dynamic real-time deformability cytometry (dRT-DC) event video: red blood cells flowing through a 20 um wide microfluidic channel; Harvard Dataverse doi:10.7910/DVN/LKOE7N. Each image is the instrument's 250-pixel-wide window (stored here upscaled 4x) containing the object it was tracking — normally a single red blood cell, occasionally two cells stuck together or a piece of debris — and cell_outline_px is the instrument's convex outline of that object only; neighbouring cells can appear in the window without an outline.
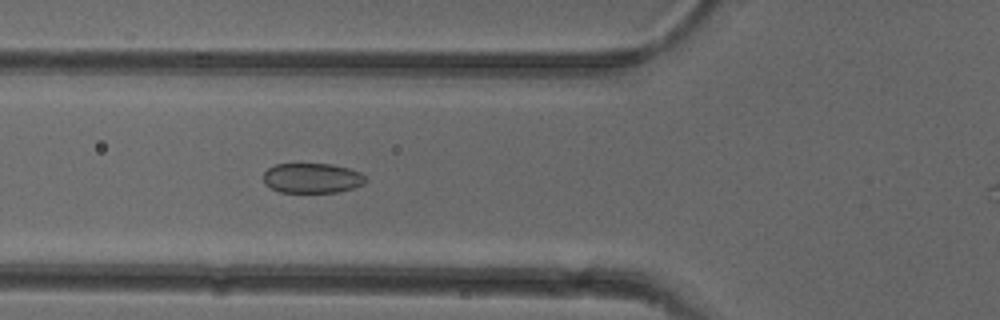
{"species": "common noctule bat (a hibernating species)", "species_latin": "Nyctalus noctula", "temperature_condition": "cold", "stored_images_in_passage": 36, "camera_frame_rate_fps": 3000, "um_per_image_px": 0.085, "animal": {"sex": "female"}, "frame": {"image": 1, "passage_image": 8, "time_ms": 2.333, "image_size_px": [1000, 320], "cell_outline_px": [[368, 180], [364, 184], [340, 192], [280, 192], [264, 184], [264, 172], [268, 168], [276, 164], [332, 164], [348, 168], [360, 172]], "centroid_in_image_um": [26.54, 15.14], "position_along_channel_um": 99.3, "area_um2": 17.86}}
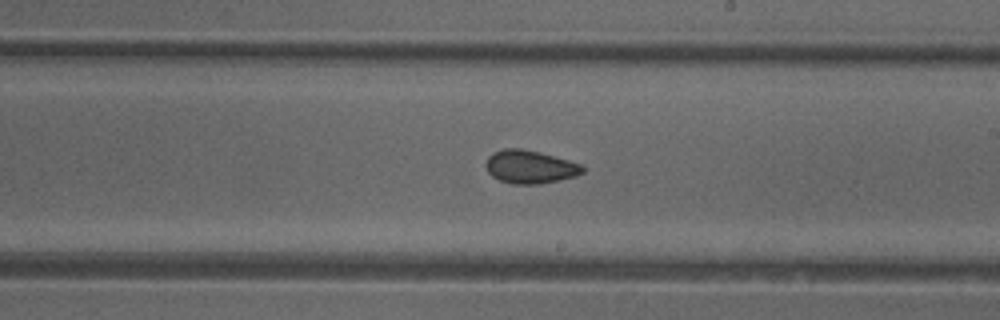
{"frame": {"image": 2, "passage_image": 19, "time_ms": 6.0, "image_size_px": [1000, 320], "cell_outline_px": [[584, 172], [576, 176], [560, 180], [540, 184], [512, 184], [500, 180], [492, 176], [488, 172], [484, 164], [488, 156], [492, 152], [504, 148], [520, 148], [540, 152], [584, 164]], "centroid_in_image_um": [45.06, 14.18], "position_along_channel_um": 243.9, "area_um2": 19.02}}
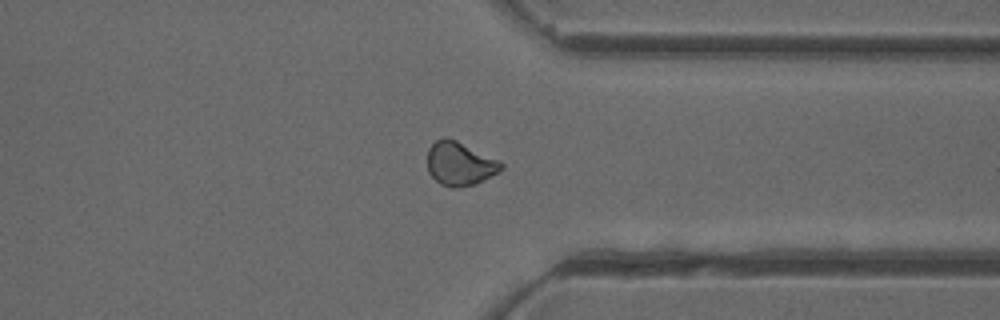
{"frame": {"image": 3, "passage_image": 29, "time_ms": 9.333, "image_size_px": [1000, 320], "cell_outline_px": [[504, 168], [500, 172], [476, 184], [460, 188], [452, 188], [440, 184], [428, 172], [428, 148], [436, 140], [444, 136], [456, 140], [500, 160], [504, 164]], "centroid_in_image_um": [39.11, 13.92], "position_along_channel_um": 372.3, "area_um2": 19.07}, "authors_computed_cell_mechanics": {"area_um2": 18.496, "velocity_mm_per_s": 3.9338, "shape_relaxation_time_tau1_ms": null, "shape_relaxation_time_tau2_ms": 2.434, "deformation_change_tau1": null, "deformation_change_tau2": 0.065}}